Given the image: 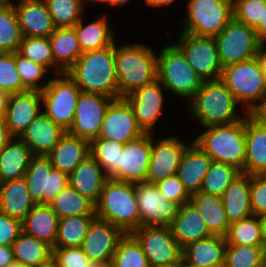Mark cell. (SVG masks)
I'll use <instances>...</instances> for the list:
<instances>
[{"label":"cell","mask_w":266,"mask_h":267,"mask_svg":"<svg viewBox=\"0 0 266 267\" xmlns=\"http://www.w3.org/2000/svg\"><path fill=\"white\" fill-rule=\"evenodd\" d=\"M263 267H266V257H265V261H264V266Z\"/></svg>","instance_id":"71"},{"label":"cell","mask_w":266,"mask_h":267,"mask_svg":"<svg viewBox=\"0 0 266 267\" xmlns=\"http://www.w3.org/2000/svg\"><path fill=\"white\" fill-rule=\"evenodd\" d=\"M124 235L117 226L95 218L80 247L90 261L98 264L111 263L118 242Z\"/></svg>","instance_id":"20"},{"label":"cell","mask_w":266,"mask_h":267,"mask_svg":"<svg viewBox=\"0 0 266 267\" xmlns=\"http://www.w3.org/2000/svg\"><path fill=\"white\" fill-rule=\"evenodd\" d=\"M14 9L22 37H49L55 31L44 0H17Z\"/></svg>","instance_id":"22"},{"label":"cell","mask_w":266,"mask_h":267,"mask_svg":"<svg viewBox=\"0 0 266 267\" xmlns=\"http://www.w3.org/2000/svg\"><path fill=\"white\" fill-rule=\"evenodd\" d=\"M242 172L236 167L222 162L212 161L203 178L200 191L206 194L222 196L231 182Z\"/></svg>","instance_id":"41"},{"label":"cell","mask_w":266,"mask_h":267,"mask_svg":"<svg viewBox=\"0 0 266 267\" xmlns=\"http://www.w3.org/2000/svg\"><path fill=\"white\" fill-rule=\"evenodd\" d=\"M34 205L24 178L0 182V212L22 221Z\"/></svg>","instance_id":"35"},{"label":"cell","mask_w":266,"mask_h":267,"mask_svg":"<svg viewBox=\"0 0 266 267\" xmlns=\"http://www.w3.org/2000/svg\"><path fill=\"white\" fill-rule=\"evenodd\" d=\"M144 134L131 105L125 98H118L109 104L97 138L125 144Z\"/></svg>","instance_id":"18"},{"label":"cell","mask_w":266,"mask_h":267,"mask_svg":"<svg viewBox=\"0 0 266 267\" xmlns=\"http://www.w3.org/2000/svg\"><path fill=\"white\" fill-rule=\"evenodd\" d=\"M80 89L65 72L55 74L41 91L42 112L66 132L74 121Z\"/></svg>","instance_id":"9"},{"label":"cell","mask_w":266,"mask_h":267,"mask_svg":"<svg viewBox=\"0 0 266 267\" xmlns=\"http://www.w3.org/2000/svg\"><path fill=\"white\" fill-rule=\"evenodd\" d=\"M221 197L230 224L253 215L250 204L249 174L238 175Z\"/></svg>","instance_id":"34"},{"label":"cell","mask_w":266,"mask_h":267,"mask_svg":"<svg viewBox=\"0 0 266 267\" xmlns=\"http://www.w3.org/2000/svg\"><path fill=\"white\" fill-rule=\"evenodd\" d=\"M23 178L35 204H49L69 185V175L53 168L48 156L33 155Z\"/></svg>","instance_id":"12"},{"label":"cell","mask_w":266,"mask_h":267,"mask_svg":"<svg viewBox=\"0 0 266 267\" xmlns=\"http://www.w3.org/2000/svg\"><path fill=\"white\" fill-rule=\"evenodd\" d=\"M21 232V220L0 212V245L12 246Z\"/></svg>","instance_id":"54"},{"label":"cell","mask_w":266,"mask_h":267,"mask_svg":"<svg viewBox=\"0 0 266 267\" xmlns=\"http://www.w3.org/2000/svg\"><path fill=\"white\" fill-rule=\"evenodd\" d=\"M13 136L5 123L4 116H0V151L12 140Z\"/></svg>","instance_id":"57"},{"label":"cell","mask_w":266,"mask_h":267,"mask_svg":"<svg viewBox=\"0 0 266 267\" xmlns=\"http://www.w3.org/2000/svg\"><path fill=\"white\" fill-rule=\"evenodd\" d=\"M176 0H144V3L147 7L153 8H161L165 6L168 7L169 5L171 6L174 4Z\"/></svg>","instance_id":"60"},{"label":"cell","mask_w":266,"mask_h":267,"mask_svg":"<svg viewBox=\"0 0 266 267\" xmlns=\"http://www.w3.org/2000/svg\"><path fill=\"white\" fill-rule=\"evenodd\" d=\"M185 150L176 175L190 195L200 191L212 159L192 140Z\"/></svg>","instance_id":"25"},{"label":"cell","mask_w":266,"mask_h":267,"mask_svg":"<svg viewBox=\"0 0 266 267\" xmlns=\"http://www.w3.org/2000/svg\"><path fill=\"white\" fill-rule=\"evenodd\" d=\"M255 57L258 60L261 70L264 72L266 84V42H261Z\"/></svg>","instance_id":"59"},{"label":"cell","mask_w":266,"mask_h":267,"mask_svg":"<svg viewBox=\"0 0 266 267\" xmlns=\"http://www.w3.org/2000/svg\"><path fill=\"white\" fill-rule=\"evenodd\" d=\"M97 267H112L111 263L99 264Z\"/></svg>","instance_id":"68"},{"label":"cell","mask_w":266,"mask_h":267,"mask_svg":"<svg viewBox=\"0 0 266 267\" xmlns=\"http://www.w3.org/2000/svg\"><path fill=\"white\" fill-rule=\"evenodd\" d=\"M159 192H161L168 200L175 201L180 206L188 203L191 195L183 186L177 175L165 178L155 183Z\"/></svg>","instance_id":"52"},{"label":"cell","mask_w":266,"mask_h":267,"mask_svg":"<svg viewBox=\"0 0 266 267\" xmlns=\"http://www.w3.org/2000/svg\"><path fill=\"white\" fill-rule=\"evenodd\" d=\"M65 133V130L41 112L19 138L30 148L32 155L47 156Z\"/></svg>","instance_id":"23"},{"label":"cell","mask_w":266,"mask_h":267,"mask_svg":"<svg viewBox=\"0 0 266 267\" xmlns=\"http://www.w3.org/2000/svg\"><path fill=\"white\" fill-rule=\"evenodd\" d=\"M185 104L191 111L190 117L198 120L202 130L204 127L231 124L247 115L220 79L203 81L201 88Z\"/></svg>","instance_id":"1"},{"label":"cell","mask_w":266,"mask_h":267,"mask_svg":"<svg viewBox=\"0 0 266 267\" xmlns=\"http://www.w3.org/2000/svg\"><path fill=\"white\" fill-rule=\"evenodd\" d=\"M32 156L30 148L13 137L0 151V182L23 178Z\"/></svg>","instance_id":"36"},{"label":"cell","mask_w":266,"mask_h":267,"mask_svg":"<svg viewBox=\"0 0 266 267\" xmlns=\"http://www.w3.org/2000/svg\"><path fill=\"white\" fill-rule=\"evenodd\" d=\"M202 219L190 202L179 207L177 216L169 227L173 237L182 248L194 241L212 236Z\"/></svg>","instance_id":"29"},{"label":"cell","mask_w":266,"mask_h":267,"mask_svg":"<svg viewBox=\"0 0 266 267\" xmlns=\"http://www.w3.org/2000/svg\"><path fill=\"white\" fill-rule=\"evenodd\" d=\"M226 239L212 235L182 248V263L203 267H224Z\"/></svg>","instance_id":"27"},{"label":"cell","mask_w":266,"mask_h":267,"mask_svg":"<svg viewBox=\"0 0 266 267\" xmlns=\"http://www.w3.org/2000/svg\"><path fill=\"white\" fill-rule=\"evenodd\" d=\"M189 202L202 216L212 235L223 237L227 235L230 223L221 196L199 191L191 195Z\"/></svg>","instance_id":"31"},{"label":"cell","mask_w":266,"mask_h":267,"mask_svg":"<svg viewBox=\"0 0 266 267\" xmlns=\"http://www.w3.org/2000/svg\"><path fill=\"white\" fill-rule=\"evenodd\" d=\"M130 234L140 244L150 267L182 262V247L173 237L170 227L141 226Z\"/></svg>","instance_id":"13"},{"label":"cell","mask_w":266,"mask_h":267,"mask_svg":"<svg viewBox=\"0 0 266 267\" xmlns=\"http://www.w3.org/2000/svg\"><path fill=\"white\" fill-rule=\"evenodd\" d=\"M66 73L82 92L119 98L115 71V43L100 50L82 53Z\"/></svg>","instance_id":"3"},{"label":"cell","mask_w":266,"mask_h":267,"mask_svg":"<svg viewBox=\"0 0 266 267\" xmlns=\"http://www.w3.org/2000/svg\"><path fill=\"white\" fill-rule=\"evenodd\" d=\"M250 204L253 215L266 214V175L250 176Z\"/></svg>","instance_id":"53"},{"label":"cell","mask_w":266,"mask_h":267,"mask_svg":"<svg viewBox=\"0 0 266 267\" xmlns=\"http://www.w3.org/2000/svg\"><path fill=\"white\" fill-rule=\"evenodd\" d=\"M37 267H59V266L56 263V261L53 258H51L47 262H45L43 264H39Z\"/></svg>","instance_id":"65"},{"label":"cell","mask_w":266,"mask_h":267,"mask_svg":"<svg viewBox=\"0 0 266 267\" xmlns=\"http://www.w3.org/2000/svg\"><path fill=\"white\" fill-rule=\"evenodd\" d=\"M48 38L55 62V74L67 72L82 54L74 27L56 28Z\"/></svg>","instance_id":"32"},{"label":"cell","mask_w":266,"mask_h":267,"mask_svg":"<svg viewBox=\"0 0 266 267\" xmlns=\"http://www.w3.org/2000/svg\"><path fill=\"white\" fill-rule=\"evenodd\" d=\"M124 144L115 140L95 138L90 141V155L110 178L117 170Z\"/></svg>","instance_id":"44"},{"label":"cell","mask_w":266,"mask_h":267,"mask_svg":"<svg viewBox=\"0 0 266 267\" xmlns=\"http://www.w3.org/2000/svg\"><path fill=\"white\" fill-rule=\"evenodd\" d=\"M59 217L49 204H35L22 220V231L54 247Z\"/></svg>","instance_id":"33"},{"label":"cell","mask_w":266,"mask_h":267,"mask_svg":"<svg viewBox=\"0 0 266 267\" xmlns=\"http://www.w3.org/2000/svg\"><path fill=\"white\" fill-rule=\"evenodd\" d=\"M9 94L0 90V116H4L6 106L8 103Z\"/></svg>","instance_id":"63"},{"label":"cell","mask_w":266,"mask_h":267,"mask_svg":"<svg viewBox=\"0 0 266 267\" xmlns=\"http://www.w3.org/2000/svg\"><path fill=\"white\" fill-rule=\"evenodd\" d=\"M178 33L180 36L174 44L182 51L199 78L202 81L219 79L223 67L214 37Z\"/></svg>","instance_id":"11"},{"label":"cell","mask_w":266,"mask_h":267,"mask_svg":"<svg viewBox=\"0 0 266 267\" xmlns=\"http://www.w3.org/2000/svg\"><path fill=\"white\" fill-rule=\"evenodd\" d=\"M111 265L112 267H150L140 244L130 233L119 240Z\"/></svg>","instance_id":"45"},{"label":"cell","mask_w":266,"mask_h":267,"mask_svg":"<svg viewBox=\"0 0 266 267\" xmlns=\"http://www.w3.org/2000/svg\"><path fill=\"white\" fill-rule=\"evenodd\" d=\"M265 257L264 246L227 244L224 267H263Z\"/></svg>","instance_id":"42"},{"label":"cell","mask_w":266,"mask_h":267,"mask_svg":"<svg viewBox=\"0 0 266 267\" xmlns=\"http://www.w3.org/2000/svg\"><path fill=\"white\" fill-rule=\"evenodd\" d=\"M56 28L74 27L90 4L87 0H44Z\"/></svg>","instance_id":"40"},{"label":"cell","mask_w":266,"mask_h":267,"mask_svg":"<svg viewBox=\"0 0 266 267\" xmlns=\"http://www.w3.org/2000/svg\"><path fill=\"white\" fill-rule=\"evenodd\" d=\"M17 52L32 62L45 67L50 75H55V62L48 37H22Z\"/></svg>","instance_id":"43"},{"label":"cell","mask_w":266,"mask_h":267,"mask_svg":"<svg viewBox=\"0 0 266 267\" xmlns=\"http://www.w3.org/2000/svg\"><path fill=\"white\" fill-rule=\"evenodd\" d=\"M258 123L266 126V95L249 114Z\"/></svg>","instance_id":"55"},{"label":"cell","mask_w":266,"mask_h":267,"mask_svg":"<svg viewBox=\"0 0 266 267\" xmlns=\"http://www.w3.org/2000/svg\"><path fill=\"white\" fill-rule=\"evenodd\" d=\"M263 246L266 248V214L258 216Z\"/></svg>","instance_id":"62"},{"label":"cell","mask_w":266,"mask_h":267,"mask_svg":"<svg viewBox=\"0 0 266 267\" xmlns=\"http://www.w3.org/2000/svg\"><path fill=\"white\" fill-rule=\"evenodd\" d=\"M17 0H0V8H7L14 6Z\"/></svg>","instance_id":"64"},{"label":"cell","mask_w":266,"mask_h":267,"mask_svg":"<svg viewBox=\"0 0 266 267\" xmlns=\"http://www.w3.org/2000/svg\"><path fill=\"white\" fill-rule=\"evenodd\" d=\"M108 179L101 166L88 155L69 175V185L96 204Z\"/></svg>","instance_id":"26"},{"label":"cell","mask_w":266,"mask_h":267,"mask_svg":"<svg viewBox=\"0 0 266 267\" xmlns=\"http://www.w3.org/2000/svg\"><path fill=\"white\" fill-rule=\"evenodd\" d=\"M153 135L155 134H152V151L146 182L155 184L176 175L181 158L190 144L180 140L178 136L165 135L155 140Z\"/></svg>","instance_id":"19"},{"label":"cell","mask_w":266,"mask_h":267,"mask_svg":"<svg viewBox=\"0 0 266 267\" xmlns=\"http://www.w3.org/2000/svg\"><path fill=\"white\" fill-rule=\"evenodd\" d=\"M96 216L72 215L59 219L53 248L80 247Z\"/></svg>","instance_id":"39"},{"label":"cell","mask_w":266,"mask_h":267,"mask_svg":"<svg viewBox=\"0 0 266 267\" xmlns=\"http://www.w3.org/2000/svg\"><path fill=\"white\" fill-rule=\"evenodd\" d=\"M15 65L22 84L28 90L42 91L49 84L50 77L44 83L45 77L49 75V71L42 65L23 57L18 52H15Z\"/></svg>","instance_id":"48"},{"label":"cell","mask_w":266,"mask_h":267,"mask_svg":"<svg viewBox=\"0 0 266 267\" xmlns=\"http://www.w3.org/2000/svg\"><path fill=\"white\" fill-rule=\"evenodd\" d=\"M119 44L115 42V71L119 98H125L157 79V53L140 41Z\"/></svg>","instance_id":"2"},{"label":"cell","mask_w":266,"mask_h":267,"mask_svg":"<svg viewBox=\"0 0 266 267\" xmlns=\"http://www.w3.org/2000/svg\"><path fill=\"white\" fill-rule=\"evenodd\" d=\"M245 139L244 173L266 175V126L249 114L245 116Z\"/></svg>","instance_id":"24"},{"label":"cell","mask_w":266,"mask_h":267,"mask_svg":"<svg viewBox=\"0 0 266 267\" xmlns=\"http://www.w3.org/2000/svg\"><path fill=\"white\" fill-rule=\"evenodd\" d=\"M152 151V133H145L123 146L120 154L118 170L111 179L129 182H146Z\"/></svg>","instance_id":"17"},{"label":"cell","mask_w":266,"mask_h":267,"mask_svg":"<svg viewBox=\"0 0 266 267\" xmlns=\"http://www.w3.org/2000/svg\"><path fill=\"white\" fill-rule=\"evenodd\" d=\"M214 39L223 68L254 58L261 44L254 28L234 18Z\"/></svg>","instance_id":"10"},{"label":"cell","mask_w":266,"mask_h":267,"mask_svg":"<svg viewBox=\"0 0 266 267\" xmlns=\"http://www.w3.org/2000/svg\"><path fill=\"white\" fill-rule=\"evenodd\" d=\"M41 112V91L27 90L9 95L4 119L10 134L19 138Z\"/></svg>","instance_id":"21"},{"label":"cell","mask_w":266,"mask_h":267,"mask_svg":"<svg viewBox=\"0 0 266 267\" xmlns=\"http://www.w3.org/2000/svg\"><path fill=\"white\" fill-rule=\"evenodd\" d=\"M107 17V14L102 13L93 21L85 23L83 16L74 26L82 53L112 46L117 41L114 36L116 32L113 31V25H110V19Z\"/></svg>","instance_id":"28"},{"label":"cell","mask_w":266,"mask_h":267,"mask_svg":"<svg viewBox=\"0 0 266 267\" xmlns=\"http://www.w3.org/2000/svg\"><path fill=\"white\" fill-rule=\"evenodd\" d=\"M113 98L80 92L74 115V121L68 133L89 142L98 137L101 124L109 104Z\"/></svg>","instance_id":"16"},{"label":"cell","mask_w":266,"mask_h":267,"mask_svg":"<svg viewBox=\"0 0 266 267\" xmlns=\"http://www.w3.org/2000/svg\"><path fill=\"white\" fill-rule=\"evenodd\" d=\"M254 30L259 40L266 42V7L263 9L262 18L259 19L258 25Z\"/></svg>","instance_id":"58"},{"label":"cell","mask_w":266,"mask_h":267,"mask_svg":"<svg viewBox=\"0 0 266 267\" xmlns=\"http://www.w3.org/2000/svg\"><path fill=\"white\" fill-rule=\"evenodd\" d=\"M136 196L141 226L169 227L177 216L180 205L168 200L155 184L136 183Z\"/></svg>","instance_id":"14"},{"label":"cell","mask_w":266,"mask_h":267,"mask_svg":"<svg viewBox=\"0 0 266 267\" xmlns=\"http://www.w3.org/2000/svg\"><path fill=\"white\" fill-rule=\"evenodd\" d=\"M22 40L14 6L0 8V53L17 52Z\"/></svg>","instance_id":"47"},{"label":"cell","mask_w":266,"mask_h":267,"mask_svg":"<svg viewBox=\"0 0 266 267\" xmlns=\"http://www.w3.org/2000/svg\"><path fill=\"white\" fill-rule=\"evenodd\" d=\"M88 155L90 142L66 132L47 156L53 168L70 175Z\"/></svg>","instance_id":"30"},{"label":"cell","mask_w":266,"mask_h":267,"mask_svg":"<svg viewBox=\"0 0 266 267\" xmlns=\"http://www.w3.org/2000/svg\"><path fill=\"white\" fill-rule=\"evenodd\" d=\"M178 32L216 36L233 19L232 0H188Z\"/></svg>","instance_id":"8"},{"label":"cell","mask_w":266,"mask_h":267,"mask_svg":"<svg viewBox=\"0 0 266 267\" xmlns=\"http://www.w3.org/2000/svg\"><path fill=\"white\" fill-rule=\"evenodd\" d=\"M131 2H133V0H97L95 3H97V5L99 4L100 5V3H102V4H105V6H107L108 5V7L109 6H111V7H119V6H126L127 4H129V3H131Z\"/></svg>","instance_id":"61"},{"label":"cell","mask_w":266,"mask_h":267,"mask_svg":"<svg viewBox=\"0 0 266 267\" xmlns=\"http://www.w3.org/2000/svg\"><path fill=\"white\" fill-rule=\"evenodd\" d=\"M60 218L72 215L96 216L95 204L68 185L49 203Z\"/></svg>","instance_id":"38"},{"label":"cell","mask_w":266,"mask_h":267,"mask_svg":"<svg viewBox=\"0 0 266 267\" xmlns=\"http://www.w3.org/2000/svg\"><path fill=\"white\" fill-rule=\"evenodd\" d=\"M157 52V79L168 94L186 99L187 103L201 88L203 81L186 61L182 51L172 42Z\"/></svg>","instance_id":"6"},{"label":"cell","mask_w":266,"mask_h":267,"mask_svg":"<svg viewBox=\"0 0 266 267\" xmlns=\"http://www.w3.org/2000/svg\"><path fill=\"white\" fill-rule=\"evenodd\" d=\"M96 218L110 222L125 234L140 228L136 184L109 178L95 204Z\"/></svg>","instance_id":"4"},{"label":"cell","mask_w":266,"mask_h":267,"mask_svg":"<svg viewBox=\"0 0 266 267\" xmlns=\"http://www.w3.org/2000/svg\"><path fill=\"white\" fill-rule=\"evenodd\" d=\"M8 267H28V266H24L18 262H13L12 264H10Z\"/></svg>","instance_id":"67"},{"label":"cell","mask_w":266,"mask_h":267,"mask_svg":"<svg viewBox=\"0 0 266 267\" xmlns=\"http://www.w3.org/2000/svg\"><path fill=\"white\" fill-rule=\"evenodd\" d=\"M159 267H182V262H178L171 265L159 266Z\"/></svg>","instance_id":"66"},{"label":"cell","mask_w":266,"mask_h":267,"mask_svg":"<svg viewBox=\"0 0 266 267\" xmlns=\"http://www.w3.org/2000/svg\"><path fill=\"white\" fill-rule=\"evenodd\" d=\"M52 258L59 267H97L99 265L90 261L81 247L53 248Z\"/></svg>","instance_id":"51"},{"label":"cell","mask_w":266,"mask_h":267,"mask_svg":"<svg viewBox=\"0 0 266 267\" xmlns=\"http://www.w3.org/2000/svg\"><path fill=\"white\" fill-rule=\"evenodd\" d=\"M193 142L198 145L212 161L229 164L244 173L245 162V117L227 125L204 127Z\"/></svg>","instance_id":"5"},{"label":"cell","mask_w":266,"mask_h":267,"mask_svg":"<svg viewBox=\"0 0 266 267\" xmlns=\"http://www.w3.org/2000/svg\"><path fill=\"white\" fill-rule=\"evenodd\" d=\"M14 262L12 246L0 245V267H8Z\"/></svg>","instance_id":"56"},{"label":"cell","mask_w":266,"mask_h":267,"mask_svg":"<svg viewBox=\"0 0 266 267\" xmlns=\"http://www.w3.org/2000/svg\"><path fill=\"white\" fill-rule=\"evenodd\" d=\"M90 4H95V2L97 1V0H87Z\"/></svg>","instance_id":"70"},{"label":"cell","mask_w":266,"mask_h":267,"mask_svg":"<svg viewBox=\"0 0 266 267\" xmlns=\"http://www.w3.org/2000/svg\"><path fill=\"white\" fill-rule=\"evenodd\" d=\"M14 261L24 266L37 267L50 260L53 256V247L45 241L22 231L12 244Z\"/></svg>","instance_id":"37"},{"label":"cell","mask_w":266,"mask_h":267,"mask_svg":"<svg viewBox=\"0 0 266 267\" xmlns=\"http://www.w3.org/2000/svg\"><path fill=\"white\" fill-rule=\"evenodd\" d=\"M225 239L227 244L263 246L258 216L231 223Z\"/></svg>","instance_id":"46"},{"label":"cell","mask_w":266,"mask_h":267,"mask_svg":"<svg viewBox=\"0 0 266 267\" xmlns=\"http://www.w3.org/2000/svg\"><path fill=\"white\" fill-rule=\"evenodd\" d=\"M165 91L167 92L165 87L156 79L125 97L133 109L138 125L145 133L154 134V129L160 122L166 106Z\"/></svg>","instance_id":"15"},{"label":"cell","mask_w":266,"mask_h":267,"mask_svg":"<svg viewBox=\"0 0 266 267\" xmlns=\"http://www.w3.org/2000/svg\"><path fill=\"white\" fill-rule=\"evenodd\" d=\"M219 79L247 114L266 95L265 75L256 57L222 68Z\"/></svg>","instance_id":"7"},{"label":"cell","mask_w":266,"mask_h":267,"mask_svg":"<svg viewBox=\"0 0 266 267\" xmlns=\"http://www.w3.org/2000/svg\"><path fill=\"white\" fill-rule=\"evenodd\" d=\"M0 90L9 95L25 92L28 89L22 84L15 65L14 53H0Z\"/></svg>","instance_id":"49"},{"label":"cell","mask_w":266,"mask_h":267,"mask_svg":"<svg viewBox=\"0 0 266 267\" xmlns=\"http://www.w3.org/2000/svg\"><path fill=\"white\" fill-rule=\"evenodd\" d=\"M233 18L241 23H245L251 28L258 25L262 18L263 9L266 7V0H232Z\"/></svg>","instance_id":"50"},{"label":"cell","mask_w":266,"mask_h":267,"mask_svg":"<svg viewBox=\"0 0 266 267\" xmlns=\"http://www.w3.org/2000/svg\"><path fill=\"white\" fill-rule=\"evenodd\" d=\"M182 267H203V266H194V265L182 263Z\"/></svg>","instance_id":"69"}]
</instances>
